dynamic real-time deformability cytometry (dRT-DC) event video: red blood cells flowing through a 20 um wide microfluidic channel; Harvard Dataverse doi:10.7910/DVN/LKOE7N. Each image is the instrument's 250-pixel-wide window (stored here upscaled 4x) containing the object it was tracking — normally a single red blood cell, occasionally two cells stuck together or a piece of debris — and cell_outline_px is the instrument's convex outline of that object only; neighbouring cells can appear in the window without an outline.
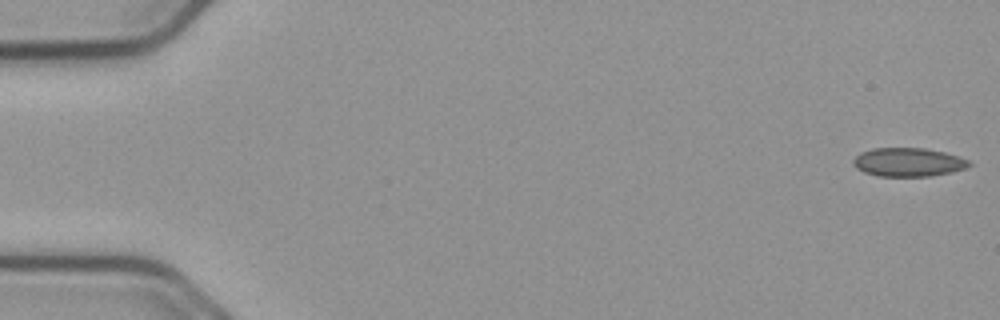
{"species": "common noctule bat (a hibernating species)", "species_latin": "Nyctalus noctula", "temperature_condition": "cold", "stored_images_in_passage": 56, "segment_of_instrument_passage": [1, 2], "camera_frame_rate_fps": 3000, "um_per_image_px": 0.085, "animal": {"sex": "male", "body_mass_g": 23.1, "forearm_length_mm": 52.7}, "frame": {"image": 1, "passage_image": 1, "time_ms": 0.0, "image_size_px": [1000, 320], "cell_outline_px": [[972, 164], [964, 168], [952, 172], [932, 176], [880, 176], [864, 172], [856, 168], [852, 164], [852, 160], [860, 152], [872, 148], [924, 148], [944, 152], [960, 156], [968, 160]], "centroid_in_image_um": [77.19, 13.78], "position_along_channel_um": 7.8, "area_um2": 19.42}}
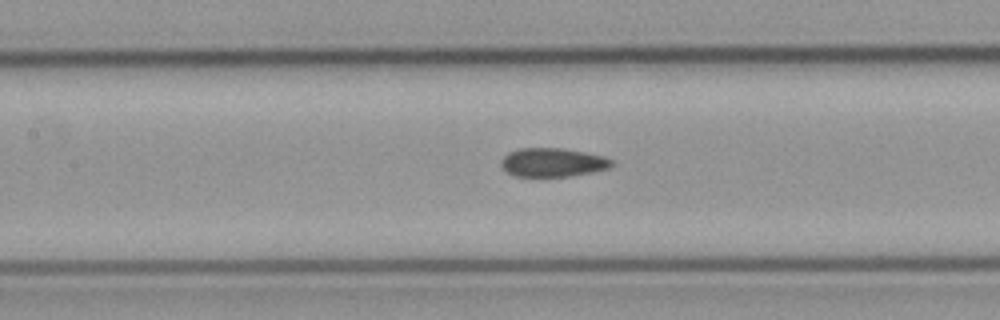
{"frame": {"image": 2, "passage_image": 25, "time_ms": 8.0, "image_size_px": [1000, 320], "cell_outline_px": [[616, 164], [612, 168], [572, 176], [516, 176], [508, 172], [500, 164], [504, 156], [508, 152], [520, 148], [560, 148], [584, 152], [604, 156], [612, 160]], "centroid_in_image_um": [47.04, 13.8], "position_along_channel_um": 160.4, "area_um2": 18.55}}
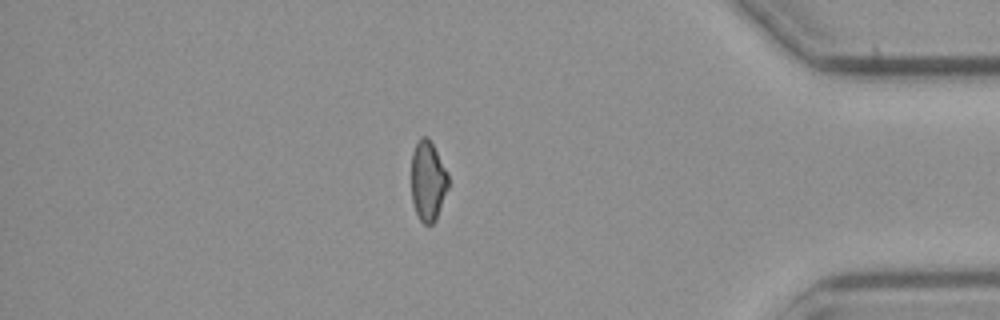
{"frame": {"image": 3, "passage_image": 47, "time_ms": 15.333, "image_size_px": [1000, 320], "cell_outline_px": [[448, 188], [436, 220], [432, 224], [424, 224], [420, 220], [416, 212], [412, 200], [412, 152], [420, 136], [428, 136], [448, 172]], "centroid_in_image_um": [36.38, 15.37], "position_along_channel_um": 398.8, "area_um2": 17.22}}